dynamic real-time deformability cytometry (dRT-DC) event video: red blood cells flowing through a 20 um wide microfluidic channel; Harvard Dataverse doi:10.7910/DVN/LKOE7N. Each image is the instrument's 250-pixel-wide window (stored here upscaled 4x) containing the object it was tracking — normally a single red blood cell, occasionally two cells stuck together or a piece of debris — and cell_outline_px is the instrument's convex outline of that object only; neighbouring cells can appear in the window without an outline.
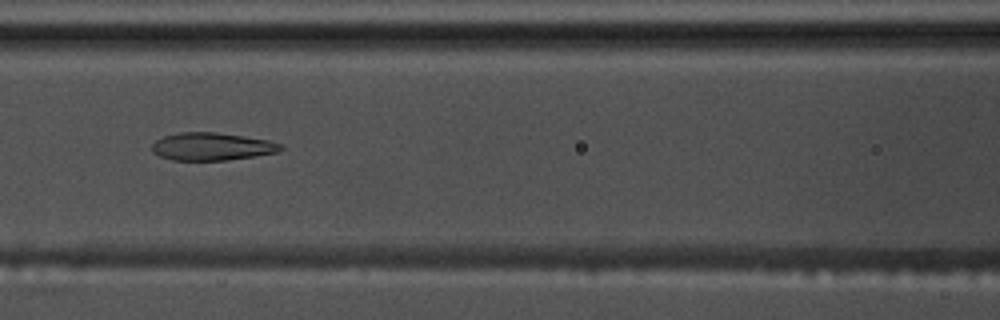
{"species": "common noctule bat (a hibernating species)", "species_latin": "Nyctalus noctula", "temperature_condition": "warm", "stored_images_in_passage": 35, "camera_frame_rate_fps": 3000, "um_per_image_px": 0.085, "animal": {"sex": "male", "body_mass_g": 17.5, "forearm_length_mm": 52.3}, "frame": {"image": 1, "passage_image": 11, "time_ms": 3.333, "image_size_px": [1000, 320], "cell_outline_px": [[284, 148], [280, 152], [228, 160], [172, 160], [160, 156], [152, 152], [152, 144], [156, 140], [164, 136], [180, 132], [216, 132], [244, 136], [268, 140], [280, 144]], "centroid_in_image_um": [18.01, 12.45], "position_along_channel_um": 148.6, "area_um2": 20.81}}
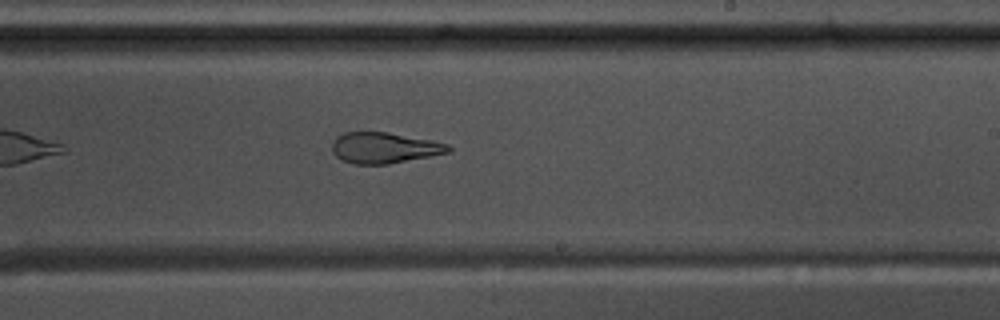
{"frame": {"image": 2, "passage_image": 20, "time_ms": 6.333, "image_size_px": [1000, 320], "cell_outline_px": [[452, 152], [388, 164], [352, 164], [340, 160], [332, 152], [332, 140], [336, 136], [344, 132], [388, 132], [432, 140], [448, 144], [452, 148]], "centroid_in_image_um": [32.65, 12.56], "position_along_channel_um": 256.4, "area_um2": 21.21}}